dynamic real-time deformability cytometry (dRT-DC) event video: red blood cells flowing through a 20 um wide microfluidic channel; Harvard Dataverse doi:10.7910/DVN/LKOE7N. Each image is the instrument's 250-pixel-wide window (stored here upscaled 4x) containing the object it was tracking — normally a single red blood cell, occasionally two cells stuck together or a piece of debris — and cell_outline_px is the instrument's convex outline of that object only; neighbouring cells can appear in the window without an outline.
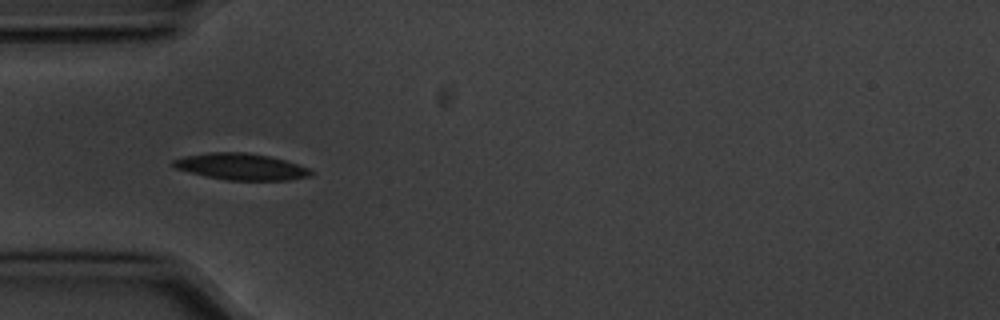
{"species": "common noctule bat (a hibernating species)", "species_latin": "Nyctalus noctula", "temperature_condition": "cold", "stored_images_in_passage": 40, "camera_frame_rate_fps": 3000, "um_per_image_px": 0.085, "animal": {"sex": "male", "body_mass_g": 20.1, "forearm_length_mm": 53.5}, "frame": {"image": 1, "passage_image": 1, "time_ms": 0.0, "image_size_px": [1000, 320], "cell_outline_px": [[316, 172], [312, 176], [288, 180], [228, 180], [208, 176], [176, 168], [168, 164], [172, 160], [184, 156], [208, 152], [244, 152], [268, 156], [284, 160], [308, 168]], "centroid_in_image_um": [20.5, 14.16], "position_along_channel_um": 64.5, "area_um2": 21.15}}
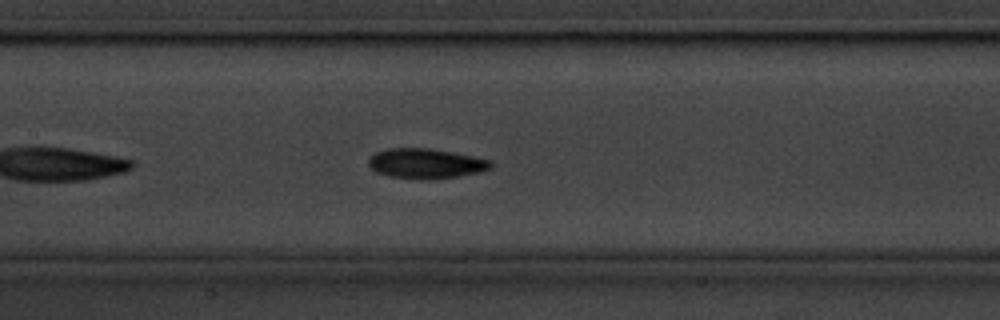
{"frame": {"image": 2, "passage_image": 10, "time_ms": 3.0, "image_size_px": [1000, 320], "cell_outline_px": [[492, 168], [480, 172], [460, 176], [428, 180], [420, 180], [388, 176], [376, 172], [368, 164], [368, 160], [376, 152], [388, 148], [428, 148], [452, 152], [492, 160]], "centroid_in_image_um": [36.21, 13.91], "position_along_channel_um": 171.2, "area_um2": 21.5}}
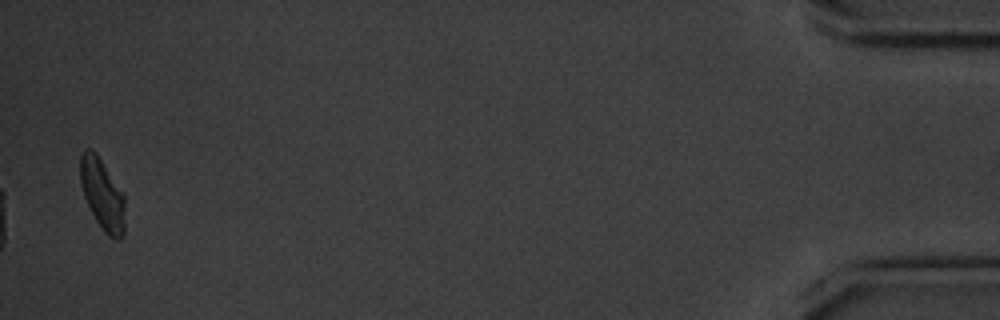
{"frame": {"image": 3, "passage_image": 39, "time_ms": 12.667, "image_size_px": [1000, 320], "cell_outline_px": [[124, 236], [120, 240], [116, 240], [108, 236], [104, 232], [96, 220], [84, 196], [80, 184], [80, 156], [84, 148], [92, 148], [96, 152], [124, 192]], "centroid_in_image_um": [8.71, 16.5], "position_along_channel_um": 426.5, "area_um2": 18.84}, "authors_computed_cell_mechanics": {"area_um2": 19.9121, "velocity_mm_per_s": 3.5562, "shape_relaxation_time_tau1_ms": 3.0125, "shape_relaxation_time_tau2_ms": 6.2485, "deformation_change_tau1": 0.1089, "deformation_change_tau2": 0.1246}}